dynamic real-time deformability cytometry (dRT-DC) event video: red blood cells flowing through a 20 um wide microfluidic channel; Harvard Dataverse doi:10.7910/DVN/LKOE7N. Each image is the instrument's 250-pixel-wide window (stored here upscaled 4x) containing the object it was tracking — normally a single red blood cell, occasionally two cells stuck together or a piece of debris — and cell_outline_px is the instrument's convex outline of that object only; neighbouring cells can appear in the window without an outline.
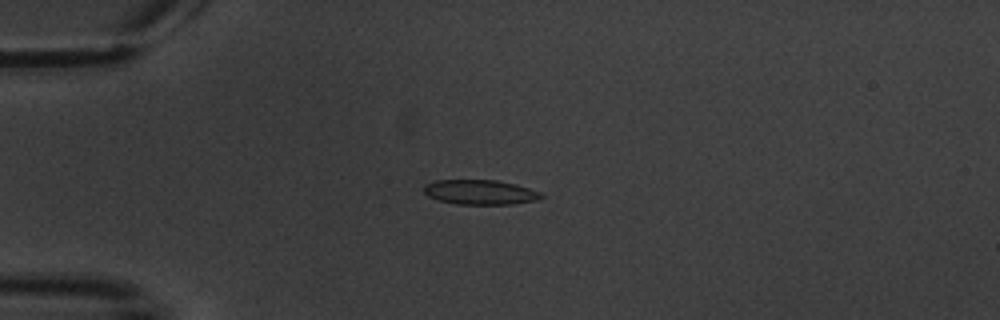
{"species": "common noctule bat (a hibernating species)", "species_latin": "Nyctalus noctula", "temperature_condition": "warm", "stored_images_in_passage": 6, "camera_frame_rate_fps": 3000, "um_per_image_px": 0.085, "animal": {"sex": "male", "body_mass_g": 20.1, "forearm_length_mm": 53.5}, "frame": {"image": 1, "passage_image": 4, "time_ms": 4.333, "image_size_px": [1000, 320], "cell_outline_px": [[544, 196], [540, 200], [512, 204], [456, 204], [440, 200], [428, 196], [424, 192], [424, 184], [436, 180], [496, 180], [516, 184], [540, 192]], "centroid_in_image_um": [40.83, 16.33], "position_along_channel_um": 44.2, "area_um2": 16.94}}